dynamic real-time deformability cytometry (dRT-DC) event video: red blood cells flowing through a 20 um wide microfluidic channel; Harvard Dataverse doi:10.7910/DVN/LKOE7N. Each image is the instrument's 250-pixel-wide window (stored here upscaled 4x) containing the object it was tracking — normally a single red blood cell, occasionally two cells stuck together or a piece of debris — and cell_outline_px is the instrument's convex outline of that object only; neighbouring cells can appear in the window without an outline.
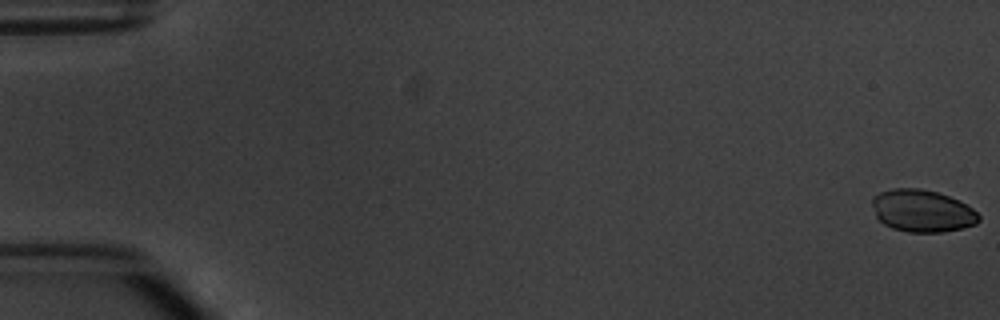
{"species": "common noctule bat (a hibernating species)", "species_latin": "Nyctalus noctula", "temperature_condition": "warm", "stored_images_in_passage": 6, "camera_frame_rate_fps": 3000, "um_per_image_px": 0.085, "animal": {"sex": "male", "body_mass_g": 20.1, "forearm_length_mm": 53.5}, "frame": {"image": 1, "passage_image": 1, "time_ms": 0.0, "image_size_px": [1000, 320], "cell_outline_px": [[980, 220], [976, 224], [944, 232], [908, 232], [892, 228], [884, 224], [876, 216], [872, 204], [872, 196], [880, 192], [892, 188], [920, 188], [936, 192], [960, 200], [972, 208], [980, 216]], "centroid_in_image_um": [78.38, 17.92], "position_along_channel_um": 6.6, "area_um2": 26.3}}